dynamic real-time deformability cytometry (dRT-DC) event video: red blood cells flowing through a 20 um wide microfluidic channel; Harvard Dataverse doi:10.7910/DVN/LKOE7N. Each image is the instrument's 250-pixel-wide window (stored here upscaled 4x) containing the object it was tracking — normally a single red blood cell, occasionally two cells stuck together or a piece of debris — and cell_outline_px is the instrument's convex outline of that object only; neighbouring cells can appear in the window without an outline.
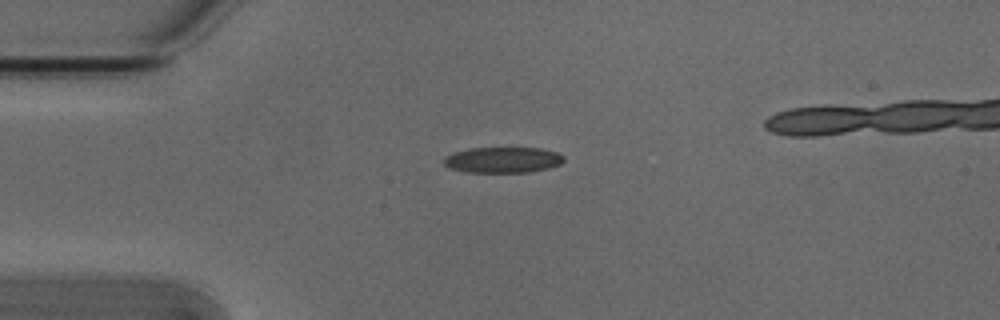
{"species": "Egyptian fruit bat (a non-hibernating species)", "species_latin": "Rousettus aegyptiacus", "temperature_condition": "cold", "stored_images_in_passage": 3, "camera_frame_rate_fps": 3000, "um_per_image_px": 0.085, "animal": {"sex": "male"}, "frame": {"image": 1, "passage_image": 1, "time_ms": 0.0, "image_size_px": [1000, 320], "cell_outline_px": [[564, 160], [560, 164], [548, 168], [532, 172], [464, 172], [448, 168], [444, 164], [444, 156], [452, 152], [468, 148], [540, 148], [556, 152], [564, 156]], "centroid_in_image_um": [42.7, 13.59], "position_along_channel_um": 42.3, "area_um2": 18.21}}